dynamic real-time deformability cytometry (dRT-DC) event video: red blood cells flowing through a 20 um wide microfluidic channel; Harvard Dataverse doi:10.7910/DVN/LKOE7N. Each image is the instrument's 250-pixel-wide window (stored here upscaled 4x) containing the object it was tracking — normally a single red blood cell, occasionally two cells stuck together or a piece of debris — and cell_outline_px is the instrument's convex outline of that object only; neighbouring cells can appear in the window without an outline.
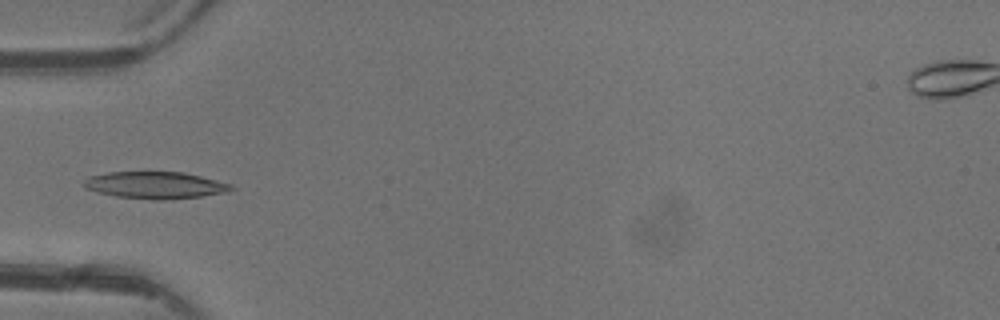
{"species": "common noctule bat (a hibernating species)", "species_latin": "Nyctalus noctula", "temperature_condition": "warm", "stored_images_in_passage": 3, "camera_frame_rate_fps": 3000, "um_per_image_px": 0.085, "animal": {"sex": "female"}, "frame": {"image": 1, "passage_image": 3, "time_ms": 3.0, "image_size_px": [1000, 320], "cell_outline_px": [[236, 188], [228, 192], [200, 196], [164, 200], [156, 200], [116, 196], [84, 188], [84, 180], [88, 176], [108, 172], [184, 172], [232, 184]], "centroid_in_image_um": [13.21, 15.73], "position_along_channel_um": 71.8, "area_um2": 23.06}}